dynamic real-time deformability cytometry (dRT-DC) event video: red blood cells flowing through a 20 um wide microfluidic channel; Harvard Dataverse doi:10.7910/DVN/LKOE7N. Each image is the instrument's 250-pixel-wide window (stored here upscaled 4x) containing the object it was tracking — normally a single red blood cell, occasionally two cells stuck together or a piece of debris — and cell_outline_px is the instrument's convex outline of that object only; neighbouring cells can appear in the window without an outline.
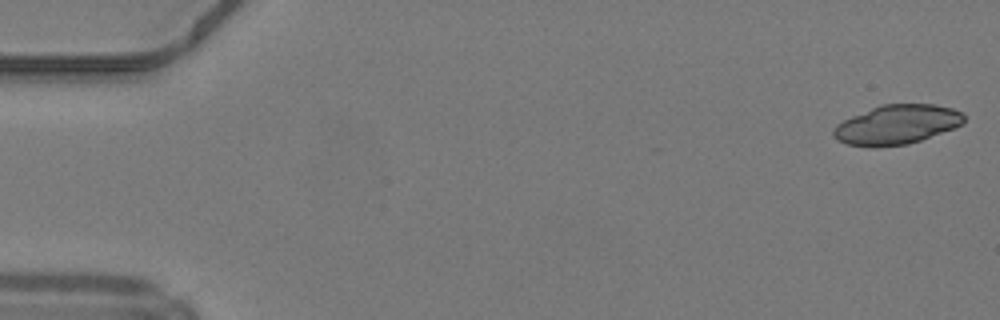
{"species": "common noctule bat (a hibernating species)", "species_latin": "Nyctalus noctula", "temperature_condition": "warm", "stored_images_in_passage": 9, "camera_frame_rate_fps": 3000, "um_per_image_px": 0.085, "animal": {"sex": "male", "body_mass_g": 19.2, "forearm_length_mm": 51.8}, "frame": {"image": 1, "passage_image": 1, "time_ms": 0.0, "image_size_px": [1000, 320], "cell_outline_px": [[964, 124], [920, 140], [908, 144], [872, 148], [848, 144], [836, 140], [832, 136], [832, 128], [836, 124], [852, 116], [880, 104], [936, 104], [952, 108], [964, 112]], "centroid_in_image_um": [76.21, 10.59], "position_along_channel_um": 8.8, "area_um2": 30.23}}